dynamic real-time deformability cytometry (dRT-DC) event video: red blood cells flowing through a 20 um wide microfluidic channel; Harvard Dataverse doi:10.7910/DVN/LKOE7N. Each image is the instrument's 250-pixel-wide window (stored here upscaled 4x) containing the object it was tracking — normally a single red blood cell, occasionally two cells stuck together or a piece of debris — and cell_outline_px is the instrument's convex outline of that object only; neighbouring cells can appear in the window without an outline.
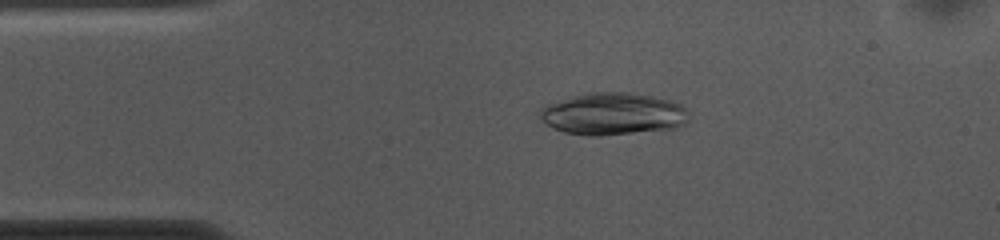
{"species": "common noctule bat (a hibernating species)", "species_latin": "Nyctalus noctula", "temperature_condition": "cold", "stored_images_in_passage": 52, "camera_frame_rate_fps": 3000, "um_per_image_px": 0.085, "animal": {"sex": "female", "body_mass_g": 10.0, "forearm_length_mm": 53.1}, "frame": {"image": 1, "passage_image": 9, "time_ms": 2.667, "image_size_px": [1000, 240], "cell_outline_px": [[688, 120], [684, 124], [672, 128], [600, 136], [588, 136], [564, 132], [552, 128], [540, 116], [540, 108], [548, 104], [572, 96], [588, 92], [628, 92], [652, 96], [668, 100], [680, 104], [688, 108]], "centroid_in_image_um": [52.1, 9.67], "position_along_channel_um": 32.9, "area_um2": 36.47}}
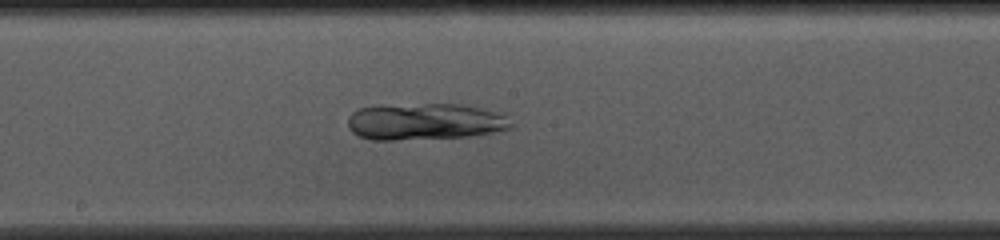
{"frame": {"image": 2, "passage_image": 26, "time_ms": 8.333, "image_size_px": [1000, 240], "cell_outline_px": [[512, 128], [492, 132], [468, 136], [396, 140], [372, 140], [360, 136], [352, 132], [348, 128], [348, 116], [356, 108], [376, 104], [460, 104], [480, 108], [504, 116], [512, 124]], "centroid_in_image_um": [35.99, 10.32], "position_along_channel_um": 212.2, "area_um2": 34.97}}
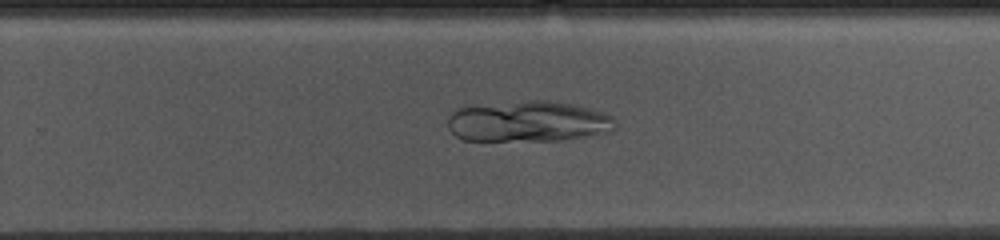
{"frame": {"image": 3, "passage_image": 32, "time_ms": 10.333, "image_size_px": [1000, 240], "cell_outline_px": [[616, 128], [612, 132], [556, 140], [464, 140], [456, 136], [448, 128], [448, 116], [456, 108], [468, 104], [528, 100], [548, 100], [572, 104], [604, 112], [612, 116], [616, 120]], "centroid_in_image_um": [44.86, 10.29], "position_along_channel_um": 284.9, "area_um2": 40.46}}